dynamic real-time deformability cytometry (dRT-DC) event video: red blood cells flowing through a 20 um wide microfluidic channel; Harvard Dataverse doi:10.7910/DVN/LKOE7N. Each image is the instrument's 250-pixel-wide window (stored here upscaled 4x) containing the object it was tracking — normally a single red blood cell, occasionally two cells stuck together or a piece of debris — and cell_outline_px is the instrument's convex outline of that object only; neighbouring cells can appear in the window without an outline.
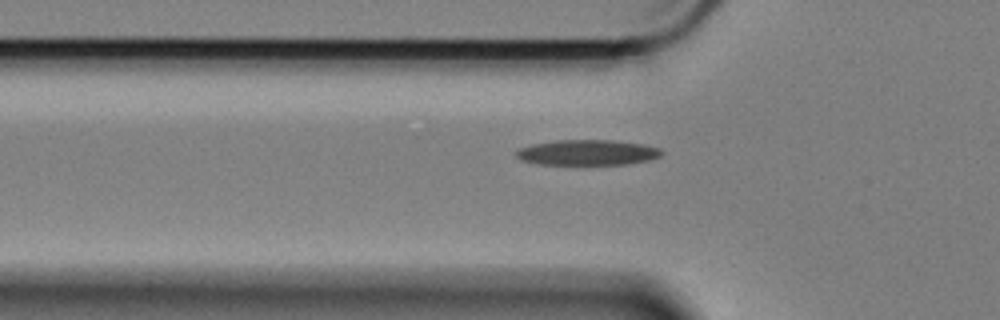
{"species": "Egyptian fruit bat (a non-hibernating species)", "species_latin": "Rousettus aegyptiacus", "temperature_condition": "cold", "stored_images_in_passage": 42, "camera_frame_rate_fps": 3000, "um_per_image_px": 0.085, "animal": {"sex": "female"}, "frame": {"image": 1, "passage_image": 3, "time_ms": 0.667, "image_size_px": [1000, 320], "cell_outline_px": [[664, 152], [660, 156], [648, 160], [628, 164], [536, 164], [520, 160], [512, 152], [516, 148], [532, 144], [556, 140], [612, 140], [644, 144], [660, 148]], "centroid_in_image_um": [49.87, 12.96], "position_along_channel_um": 75.9, "area_um2": 21.79}}
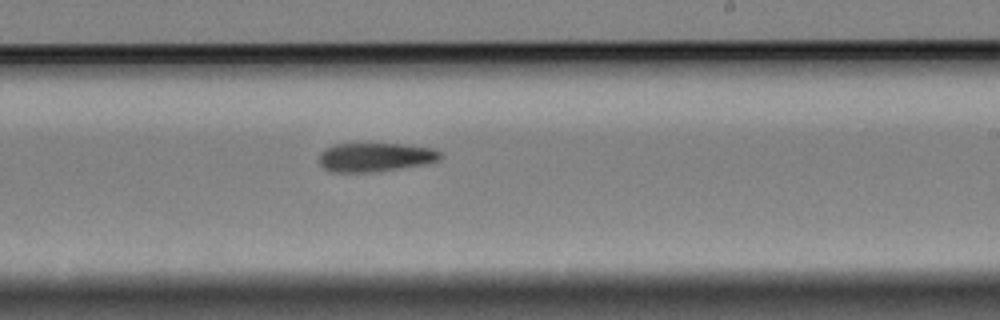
{"frame": {"image": 2, "passage_image": 19, "time_ms": 6.0, "image_size_px": [1000, 320], "cell_outline_px": [[444, 156], [440, 160], [424, 164], [376, 172], [332, 172], [324, 168], [320, 164], [320, 152], [324, 148], [332, 144], [404, 144], [432, 148], [440, 152]], "centroid_in_image_um": [31.9, 13.36], "position_along_channel_um": 257.1, "area_um2": 20.52}}
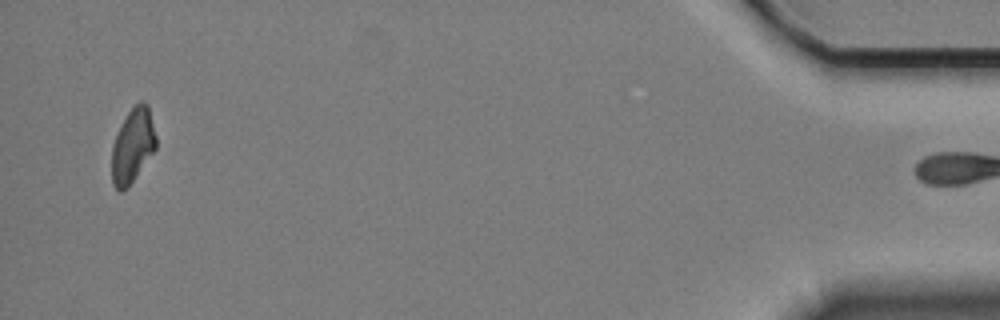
{"frame": {"image": 3, "passage_image": 41, "time_ms": 13.333, "image_size_px": [1000, 320], "cell_outline_px": [[156, 148], [128, 188], [120, 192], [112, 184], [112, 144], [128, 112], [140, 100], [144, 100], [148, 104], [156, 136]], "centroid_in_image_um": [11.28, 12.39], "position_along_channel_um": 423.9, "area_um2": 19.07}}